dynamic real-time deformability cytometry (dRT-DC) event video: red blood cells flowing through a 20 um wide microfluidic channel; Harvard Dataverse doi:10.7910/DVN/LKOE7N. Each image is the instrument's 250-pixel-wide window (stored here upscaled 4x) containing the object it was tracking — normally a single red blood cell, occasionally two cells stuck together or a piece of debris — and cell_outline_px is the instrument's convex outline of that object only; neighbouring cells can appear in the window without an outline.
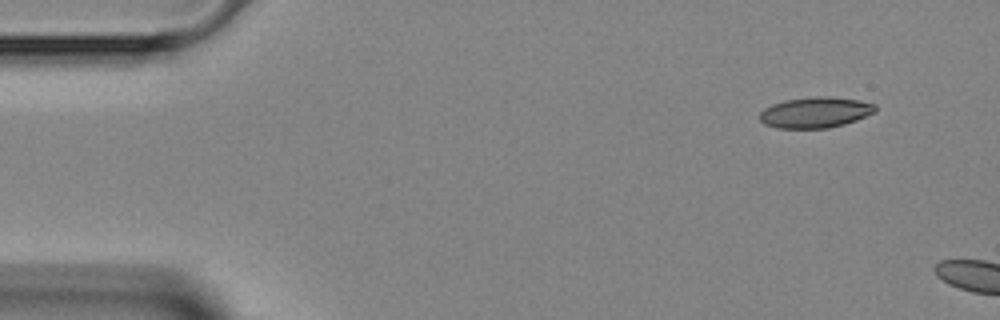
{"species": "Egyptian fruit bat (a non-hibernating species)", "species_latin": "Rousettus aegyptiacus", "temperature_condition": "room temperature", "stored_images_in_passage": 4, "camera_frame_rate_fps": 3000, "um_per_image_px": 0.085, "animal": {"sex": "female"}, "frame": {"image": 1, "passage_image": 1, "time_ms": 0.0, "image_size_px": [1000, 320], "cell_outline_px": [[876, 112], [856, 120], [844, 124], [828, 128], [776, 128], [764, 124], [760, 120], [760, 112], [764, 108], [772, 104], [784, 100], [816, 96], [828, 96], [860, 100], [876, 104]], "centroid_in_image_um": [69.31, 9.55], "position_along_channel_um": 15.7, "area_um2": 20.87}}